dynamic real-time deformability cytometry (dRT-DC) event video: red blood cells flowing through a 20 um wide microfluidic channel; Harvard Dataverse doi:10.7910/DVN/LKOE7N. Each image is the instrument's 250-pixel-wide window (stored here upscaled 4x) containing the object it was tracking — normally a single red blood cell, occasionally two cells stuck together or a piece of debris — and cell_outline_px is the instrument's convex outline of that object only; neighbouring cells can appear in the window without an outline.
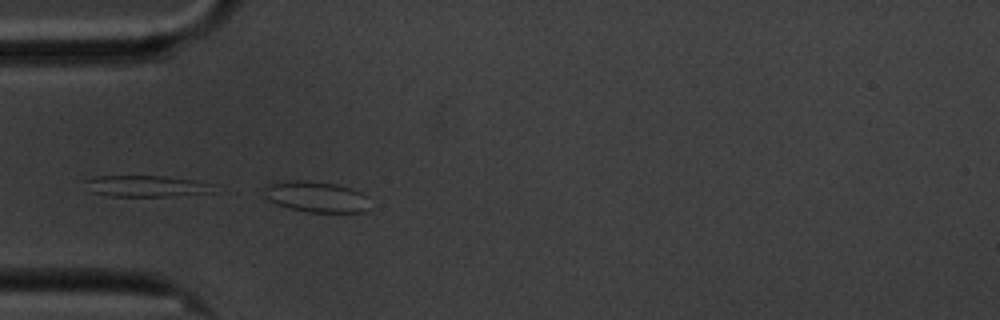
{"species": "common noctule bat (a hibernating species)", "species_latin": "Nyctalus noctula", "temperature_condition": "cold", "stored_images_in_passage": 57, "camera_frame_rate_fps": 3000, "um_per_image_px": 0.085, "animal": {"sex": "male", "body_mass_g": 20.1, "forearm_length_mm": 53.5}, "frame": {"image": 1, "passage_image": 17, "time_ms": 5.333, "image_size_px": [1000, 320], "cell_outline_px": [[368, 208], [364, 212], [308, 212], [276, 204], [268, 200], [264, 196], [264, 188], [272, 184], [296, 180], [308, 180], [336, 184], [352, 188], [368, 196]], "centroid_in_image_um": [26.92, 16.73], "position_along_channel_um": 58.1, "area_um2": 18.9}}
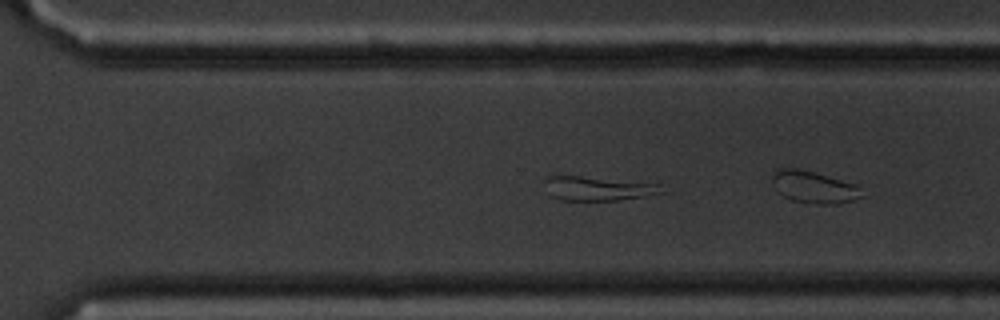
{"frame": {"image": 2, "passage_image": 39, "time_ms": 12.667, "image_size_px": [1000, 320], "cell_outline_px": [[664, 192], [644, 196], [616, 200], [560, 200], [552, 196], [544, 180], [552, 172], [660, 184]], "centroid_in_image_um": [50.74, 15.97], "position_along_channel_um": 319.9, "area_um2": 16.82}}
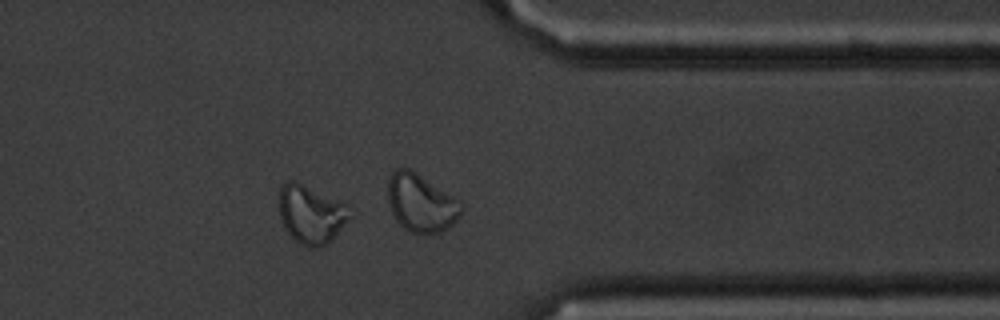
{"frame": {"image": 3, "passage_image": 46, "time_ms": 15.0, "image_size_px": [1000, 320], "cell_outline_px": [[356, 212], [332, 240], [320, 248], [308, 248], [300, 244], [284, 228], [280, 220], [280, 184], [288, 180], [296, 180], [340, 200], [348, 204]], "centroid_in_image_um": [26.5, 18.2], "position_along_channel_um": 384.9, "area_um2": 24.8}}